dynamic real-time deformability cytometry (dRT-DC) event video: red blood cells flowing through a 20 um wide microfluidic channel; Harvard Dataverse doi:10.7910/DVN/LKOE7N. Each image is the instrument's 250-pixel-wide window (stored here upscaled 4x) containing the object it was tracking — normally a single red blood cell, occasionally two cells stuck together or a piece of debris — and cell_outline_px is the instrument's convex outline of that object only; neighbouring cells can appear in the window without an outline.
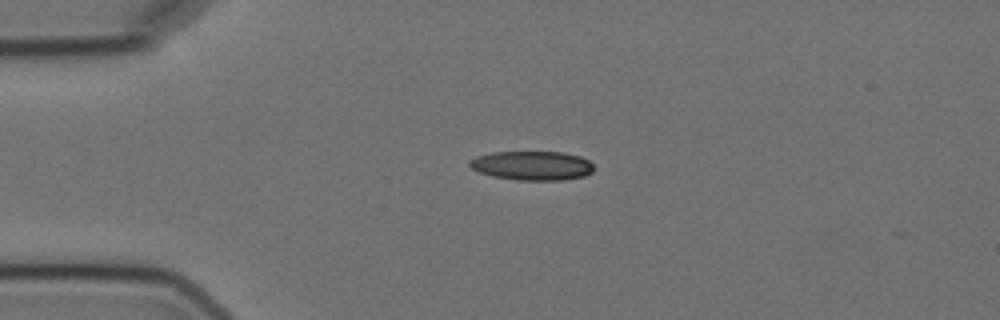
{"species": "Egyptian fruit bat (a non-hibernating species)", "species_latin": "Rousettus aegyptiacus", "temperature_condition": "cold", "stored_images_in_passage": 3, "camera_frame_rate_fps": 3000, "um_per_image_px": 0.085, "animal": {"sex": "female"}, "frame": {"image": 1, "passage_image": 1, "time_ms": 0.0, "image_size_px": [1000, 320], "cell_outline_px": [[592, 172], [584, 176], [560, 180], [516, 180], [492, 176], [480, 172], [472, 168], [468, 164], [468, 160], [476, 156], [492, 152], [564, 152], [580, 156], [588, 160], [592, 164]], "centroid_in_image_um": [45.2, 14.07], "position_along_channel_um": 39.8, "area_um2": 21.1}}
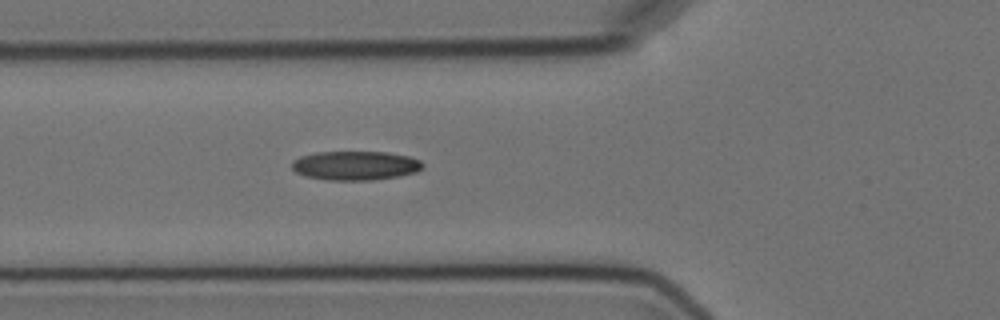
{"frame": {"image": 2, "passage_image": 3, "time_ms": 2.333, "image_size_px": [1000, 320], "cell_outline_px": [[424, 168], [416, 172], [400, 176], [372, 180], [328, 180], [304, 176], [296, 172], [292, 168], [292, 160], [300, 156], [316, 152], [388, 152], [408, 156], [420, 160], [424, 164]], "centroid_in_image_um": [30.22, 14.07], "position_along_channel_um": 95.6, "area_um2": 22.37}}